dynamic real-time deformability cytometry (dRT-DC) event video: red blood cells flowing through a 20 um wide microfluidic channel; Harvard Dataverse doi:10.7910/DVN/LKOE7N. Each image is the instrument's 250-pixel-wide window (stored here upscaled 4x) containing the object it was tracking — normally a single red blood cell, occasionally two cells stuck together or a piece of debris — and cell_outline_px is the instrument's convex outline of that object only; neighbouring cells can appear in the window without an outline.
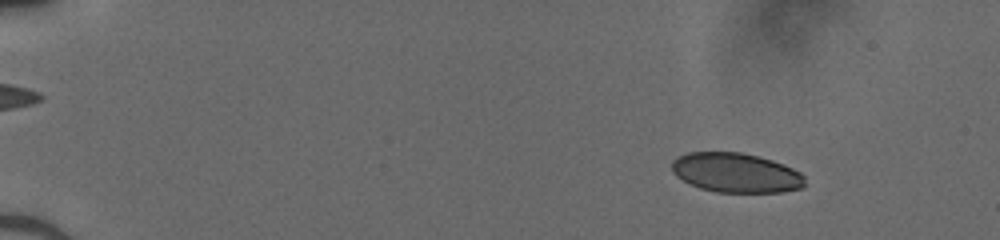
{"species": "human", "species_latin": "Homo sapiens", "temperature_condition": "cold", "stored_images_in_passage": 50, "camera_frame_rate_fps": 3000, "um_per_image_px": 0.085, "donor": {"sex": "male"}, "frame": {"image": 1, "passage_image": 6, "time_ms": 1.667, "image_size_px": [1000, 240], "cell_outline_px": [[804, 188], [784, 192], [716, 192], [700, 188], [688, 184], [676, 176], [672, 172], [672, 160], [676, 156], [688, 152], [740, 152], [772, 160], [784, 164], [800, 172], [804, 176]], "centroid_in_image_um": [62.53, 14.69], "position_along_channel_um": 22.5, "area_um2": 30.92}}
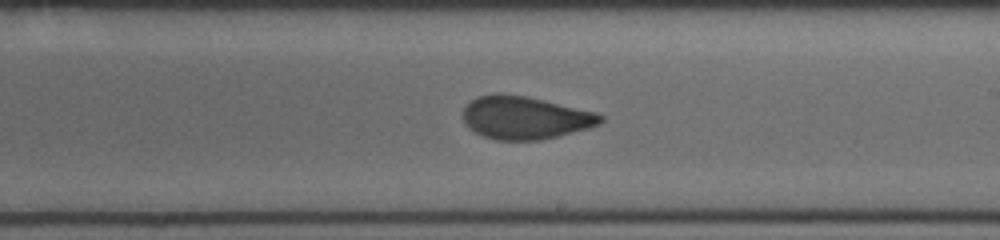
{"frame": {"image": 2, "passage_image": 31, "time_ms": 10.0, "image_size_px": [1000, 240], "cell_outline_px": [[604, 120], [600, 124], [588, 128], [540, 140], [496, 140], [484, 136], [468, 128], [464, 120], [464, 108], [476, 96], [496, 92], [500, 92], [528, 96], [596, 112], [604, 116]], "centroid_in_image_um": [44.63, 9.98], "position_along_channel_um": 244.4, "area_um2": 34.45}}
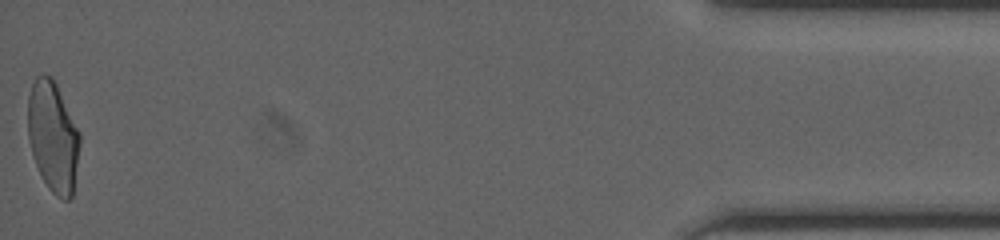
{"frame": {"image": 3, "passage_image": 50, "time_ms": 16.333, "image_size_px": [1000, 240], "cell_outline_px": [[80, 144], [72, 196], [68, 200], [64, 200], [56, 196], [48, 188], [40, 176], [28, 140], [28, 96], [32, 84], [36, 76], [44, 72], [52, 76], [80, 132]], "centroid_in_image_um": [4.49, 11.6], "position_along_channel_um": 430.7, "area_um2": 33.58}}